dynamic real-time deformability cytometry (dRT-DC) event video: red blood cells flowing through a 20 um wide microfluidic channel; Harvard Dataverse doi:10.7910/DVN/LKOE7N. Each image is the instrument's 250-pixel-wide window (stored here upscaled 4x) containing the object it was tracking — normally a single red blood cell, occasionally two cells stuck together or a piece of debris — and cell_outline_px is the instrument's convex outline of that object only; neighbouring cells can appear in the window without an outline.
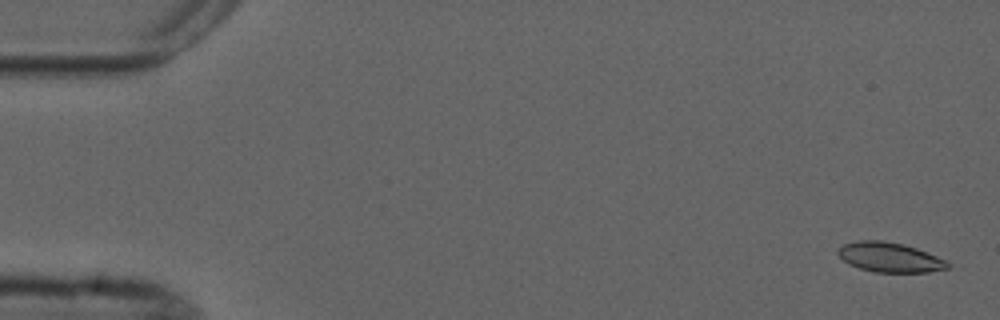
{"species": "common noctule bat (a hibernating species)", "species_latin": "Nyctalus noctula", "temperature_condition": "cold", "stored_images_in_passage": 4, "camera_frame_rate_fps": 3000, "um_per_image_px": 0.085, "animal": {"sex": "male", "forearm_length_mm": 52.5}, "frame": {"image": 1, "passage_image": 1, "time_ms": 0.0, "image_size_px": [1000, 320], "cell_outline_px": [[952, 268], [928, 272], [876, 272], [860, 268], [848, 264], [836, 252], [844, 244], [856, 240], [884, 240], [916, 248], [936, 256], [952, 264]], "centroid_in_image_um": [75.64, 21.87], "position_along_channel_um": 9.4, "area_um2": 18.9}}